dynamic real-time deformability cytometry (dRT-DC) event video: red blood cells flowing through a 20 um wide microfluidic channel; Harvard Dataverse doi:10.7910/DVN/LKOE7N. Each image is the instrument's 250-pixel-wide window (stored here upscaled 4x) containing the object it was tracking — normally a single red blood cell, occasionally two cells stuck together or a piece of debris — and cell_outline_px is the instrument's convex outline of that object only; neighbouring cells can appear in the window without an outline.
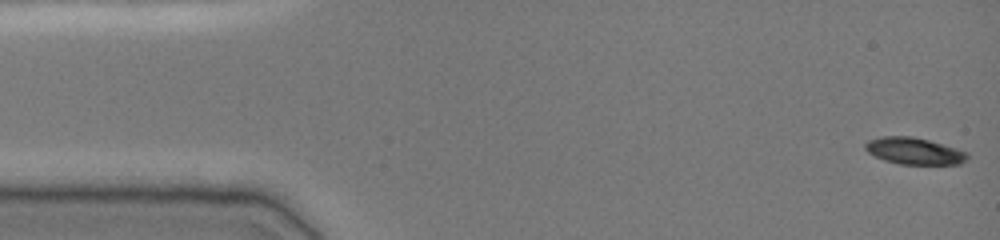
{"species": "common noctule bat (a hibernating species)", "species_latin": "Nyctalus noctula", "temperature_condition": "cold", "stored_images_in_passage": 49, "camera_frame_rate_fps": 3000, "um_per_image_px": 0.085, "animal": {"sex": "female", "body_mass_g": 19.0, "forearm_length_mm": 51.5}, "frame": {"image": 1, "passage_image": 1, "time_ms": 0.0, "image_size_px": [1000, 240], "cell_outline_px": [[968, 156], [960, 164], [900, 164], [884, 160], [868, 152], [864, 148], [864, 144], [868, 140], [880, 136], [912, 136], [928, 140], [956, 148], [968, 152]], "centroid_in_image_um": [77.68, 12.82], "position_along_channel_um": 7.3, "area_um2": 15.84}}
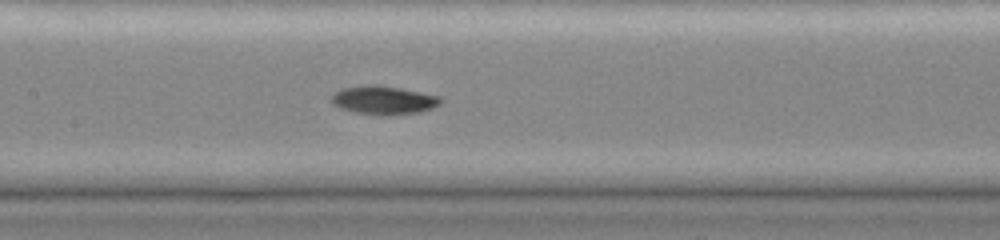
{"frame": {"image": 2, "passage_image": 23, "time_ms": 7.333, "image_size_px": [1000, 240], "cell_outline_px": [[440, 104], [432, 108], [420, 112], [356, 112], [340, 108], [332, 104], [332, 96], [340, 88], [368, 84], [376, 84], [400, 88], [440, 96]], "centroid_in_image_um": [32.57, 8.45], "position_along_channel_um": 174.8, "area_um2": 17.22}}
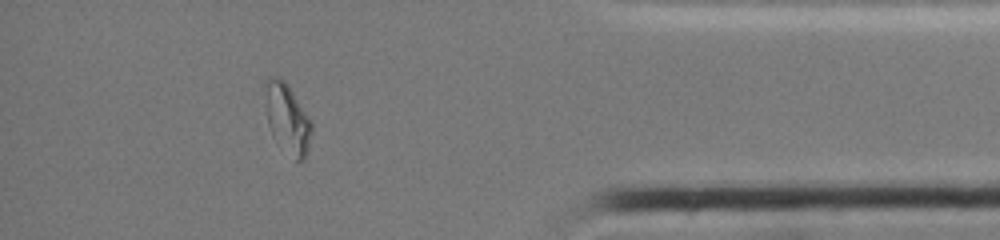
{"frame": {"image": 3, "passage_image": 43, "time_ms": 14.0, "image_size_px": [1000, 240], "cell_outline_px": [[312, 132], [308, 152], [304, 160], [296, 160], [272, 136], [268, 124], [264, 84], [264, 80], [268, 76], [276, 76], [284, 80], [288, 84], [312, 120]], "centroid_in_image_um": [24.44, 10.03], "position_along_channel_um": 410.8, "area_um2": 19.07}, "authors_computed_cell_mechanics": {"area_um2": 17.051, "velocity_mm_per_s": 3.8975, "shape_relaxation_time_tau1_ms": 5.7541, "shape_relaxation_time_tau2_ms": 9.7768, "deformation_change_tau1": 0.2021, "deformation_change_tau2": 0.096}}